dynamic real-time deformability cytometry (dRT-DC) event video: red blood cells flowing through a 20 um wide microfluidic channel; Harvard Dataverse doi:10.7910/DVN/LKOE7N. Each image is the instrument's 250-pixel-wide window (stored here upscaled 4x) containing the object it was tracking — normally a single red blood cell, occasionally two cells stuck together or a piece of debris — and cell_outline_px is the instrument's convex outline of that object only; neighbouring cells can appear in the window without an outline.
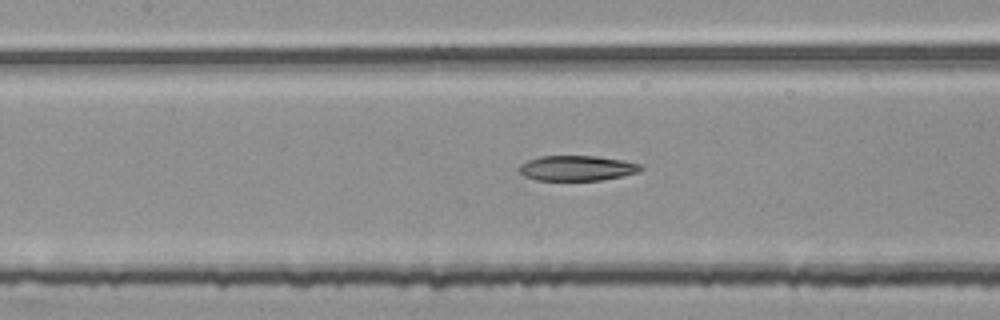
{"species": "common noctule bat (a hibernating species)", "species_latin": "Nyctalus noctula", "temperature_condition": "room temperature", "stored_images_in_passage": 54, "segment_of_instrument_passage": [2, 2], "camera_frame_rate_fps": 3000, "um_per_image_px": 0.085, "animal": {"sex": "female", "body_mass_g": 25.1}, "frame": {"image": 1, "passage_image": 24, "time_ms": 7.667, "image_size_px": [1000, 320], "cell_outline_px": [[644, 168], [640, 172], [600, 180], [536, 180], [524, 176], [516, 168], [520, 164], [528, 160], [540, 156], [596, 156], [624, 160], [640, 164]], "centroid_in_image_um": [49.03, 14.29], "position_along_channel_um": 158.4, "area_um2": 17.92}}
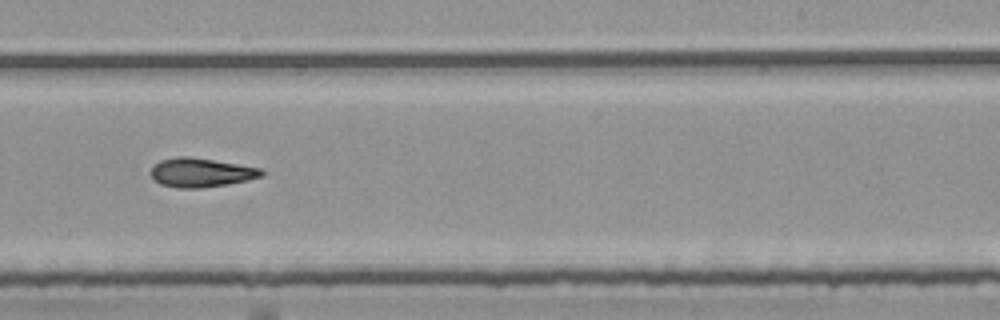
{"frame": {"image": 2, "passage_image": 33, "time_ms": 10.667, "image_size_px": [1000, 320], "cell_outline_px": [[264, 176], [248, 180], [228, 184], [200, 188], [176, 188], [160, 184], [152, 180], [152, 168], [160, 160], [180, 156], [188, 156], [260, 168], [264, 172]], "centroid_in_image_um": [17.08, 14.68], "position_along_channel_um": 271.9, "area_um2": 18.61}}
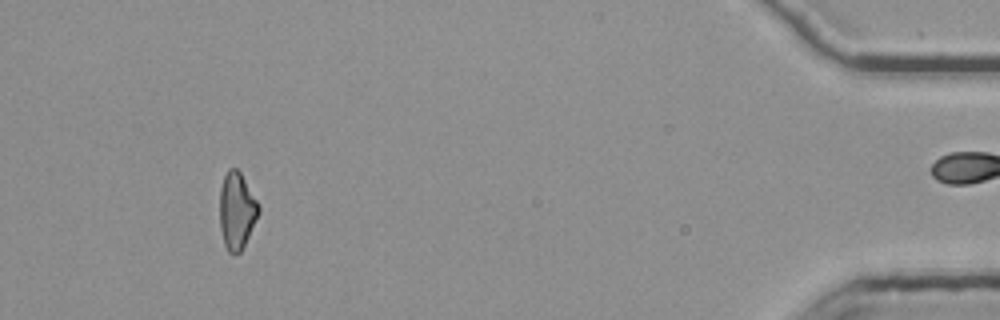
{"frame": {"image": 3, "passage_image": 50, "time_ms": 16.333, "image_size_px": [1000, 320], "cell_outline_px": [[260, 212], [240, 252], [228, 252], [224, 244], [220, 228], [220, 188], [224, 176], [228, 168], [236, 168], [240, 172], [260, 204]], "centroid_in_image_um": [20.13, 17.87], "position_along_channel_um": 415.1, "area_um2": 17.34}}